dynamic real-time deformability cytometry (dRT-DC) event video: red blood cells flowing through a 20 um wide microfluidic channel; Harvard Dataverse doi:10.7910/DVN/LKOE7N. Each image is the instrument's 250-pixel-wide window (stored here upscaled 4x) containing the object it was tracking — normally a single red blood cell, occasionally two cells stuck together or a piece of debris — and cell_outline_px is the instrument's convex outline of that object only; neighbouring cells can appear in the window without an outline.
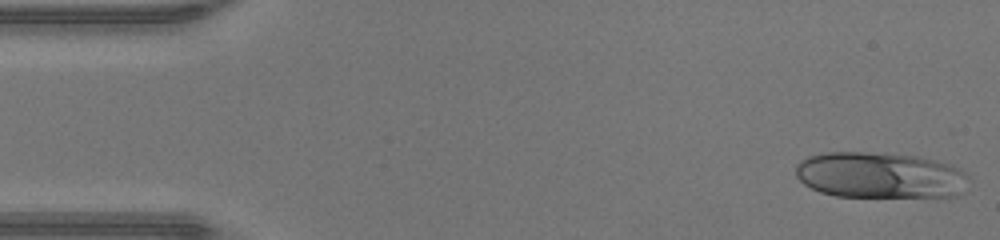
{"species": "human", "species_latin": "Homo sapiens", "temperature_condition": "warm", "stored_images_in_passage": 46, "camera_frame_rate_fps": 3000, "um_per_image_px": 0.085, "donor": {"sex": "male"}, "frame": {"image": 1, "passage_image": 1, "time_ms": 0.0, "image_size_px": [1000, 240], "cell_outline_px": [[972, 180], [968, 192], [956, 196], [836, 196], [820, 192], [804, 184], [796, 176], [796, 164], [800, 160], [808, 156], [824, 152], [884, 152], [916, 156], [936, 160], [952, 164], [964, 172]], "centroid_in_image_um": [74.87, 14.88], "position_along_channel_um": 10.1, "area_um2": 47.28}}
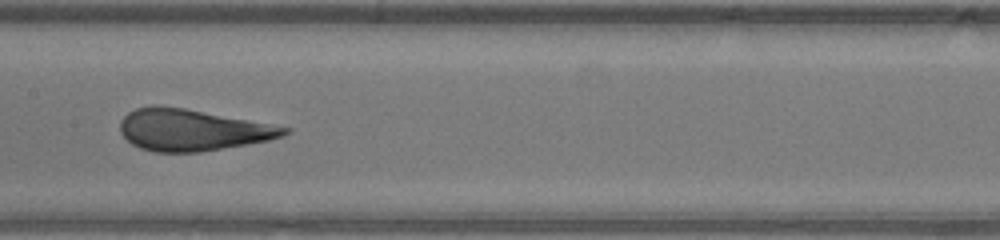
{"frame": {"image": 2, "passage_image": 22, "time_ms": 7.0, "image_size_px": [1000, 240], "cell_outline_px": [[292, 132], [284, 136], [268, 140], [200, 152], [156, 152], [140, 148], [132, 144], [120, 132], [120, 120], [128, 112], [136, 108], [184, 108], [292, 128]], "centroid_in_image_um": [16.37, 11.07], "position_along_channel_um": 191.0, "area_um2": 38.9}}
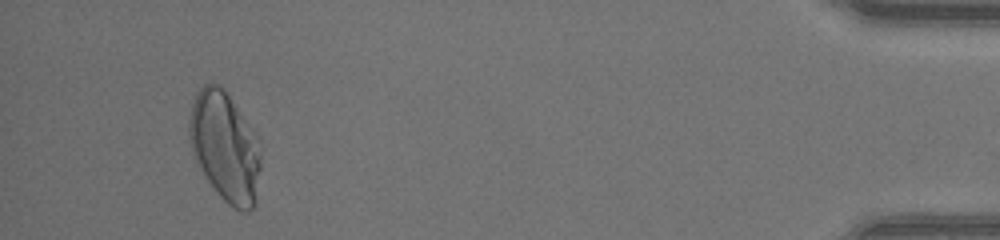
{"frame": {"image": 3, "passage_image": 43, "time_ms": 14.0, "image_size_px": [1000, 240], "cell_outline_px": [[260, 168], [256, 204], [248, 212], [244, 212], [232, 208], [216, 192], [196, 164], [192, 156], [188, 140], [188, 120], [192, 100], [196, 92], [204, 84], [220, 84], [224, 88], [260, 140]], "centroid_in_image_um": [19.1, 12.48], "position_along_channel_um": 416.1, "area_um2": 46.59}, "authors_computed_cell_mechanics": {"area_um2": 41.2403, "velocity_mm_per_s": 4.3474, "shape_relaxation_time_tau1_ms": 6.3044, "shape_relaxation_time_tau2_ms": null, "deformation_change_tau1": 0.2684, "deformation_change_tau2": null}}